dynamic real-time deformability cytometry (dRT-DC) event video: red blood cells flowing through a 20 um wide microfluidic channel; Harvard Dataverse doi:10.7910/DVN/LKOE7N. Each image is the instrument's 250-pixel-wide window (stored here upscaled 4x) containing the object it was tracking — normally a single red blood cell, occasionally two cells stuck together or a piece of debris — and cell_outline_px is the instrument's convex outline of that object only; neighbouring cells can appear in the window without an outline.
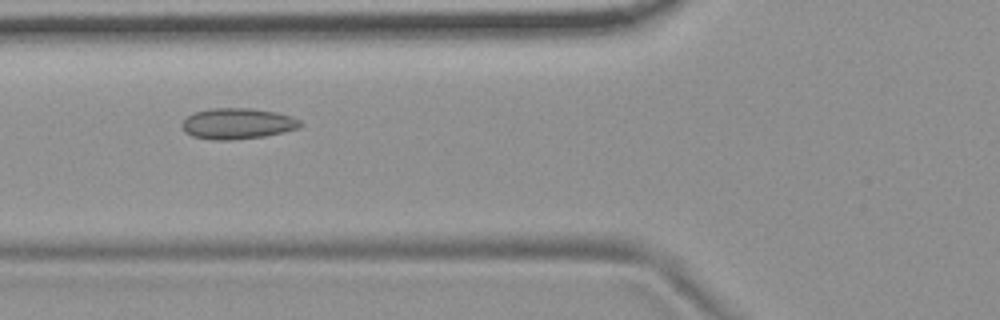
{"species": "common noctule bat (a hibernating species)", "species_latin": "Nyctalus noctula", "temperature_condition": "room temperature", "stored_images_in_passage": 10, "camera_frame_rate_fps": 3000, "um_per_image_px": 0.085, "animal": {"sex": "female", "body_mass_g": 19.9}, "frame": {"image": 1, "passage_image": 6, "time_ms": 1.667, "image_size_px": [1000, 320], "cell_outline_px": [[304, 124], [300, 128], [284, 132], [264, 136], [232, 140], [212, 140], [192, 136], [184, 132], [180, 124], [188, 116], [196, 112], [212, 108], [248, 108], [276, 112], [300, 120]], "centroid_in_image_um": [20.18, 10.52], "position_along_channel_um": 105.6, "area_um2": 21.33}}
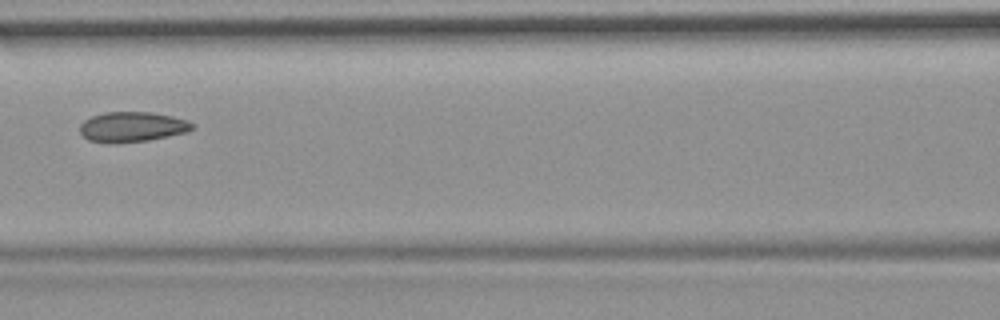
{"frame": {"image": 2, "passage_image": 7, "time_ms": 2.0, "image_size_px": [1000, 320], "cell_outline_px": [[196, 128], [184, 132], [148, 140], [116, 144], [108, 144], [88, 140], [80, 132], [80, 124], [84, 120], [92, 116], [104, 112], [152, 112], [172, 116], [188, 120], [196, 124]], "centroid_in_image_um": [11.23, 10.79], "position_along_channel_um": 155.4, "area_um2": 19.94}}